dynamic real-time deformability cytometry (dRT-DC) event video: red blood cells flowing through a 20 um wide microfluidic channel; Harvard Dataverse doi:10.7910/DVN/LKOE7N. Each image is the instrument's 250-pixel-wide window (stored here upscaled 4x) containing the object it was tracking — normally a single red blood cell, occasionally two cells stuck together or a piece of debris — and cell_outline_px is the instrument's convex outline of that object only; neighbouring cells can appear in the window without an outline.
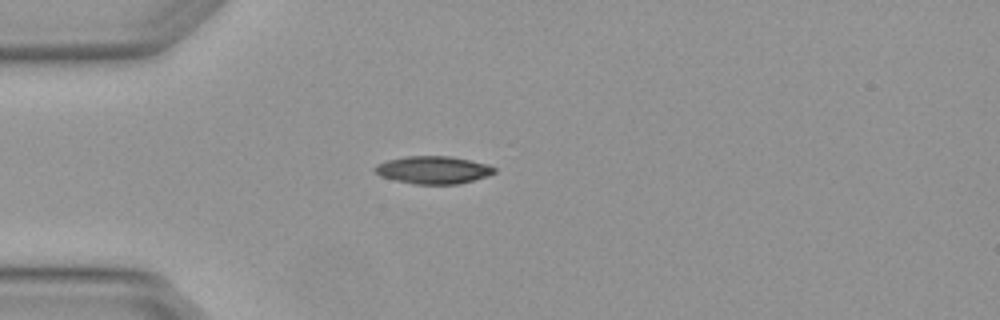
{"species": "Egyptian fruit bat (a non-hibernating species)", "species_latin": "Rousettus aegyptiacus", "temperature_condition": "warm", "stored_images_in_passage": 5, "camera_frame_rate_fps": 3000, "um_per_image_px": 0.085, "animal": {"sex": "female"}, "frame": {"image": 1, "passage_image": 5, "time_ms": 1.333, "image_size_px": [1000, 320], "cell_outline_px": [[496, 172], [488, 176], [460, 184], [412, 184], [380, 176], [372, 168], [376, 164], [388, 160], [408, 156], [448, 156], [488, 164], [496, 168]], "centroid_in_image_um": [36.83, 14.45], "position_along_channel_um": 48.2, "area_um2": 19.25}}